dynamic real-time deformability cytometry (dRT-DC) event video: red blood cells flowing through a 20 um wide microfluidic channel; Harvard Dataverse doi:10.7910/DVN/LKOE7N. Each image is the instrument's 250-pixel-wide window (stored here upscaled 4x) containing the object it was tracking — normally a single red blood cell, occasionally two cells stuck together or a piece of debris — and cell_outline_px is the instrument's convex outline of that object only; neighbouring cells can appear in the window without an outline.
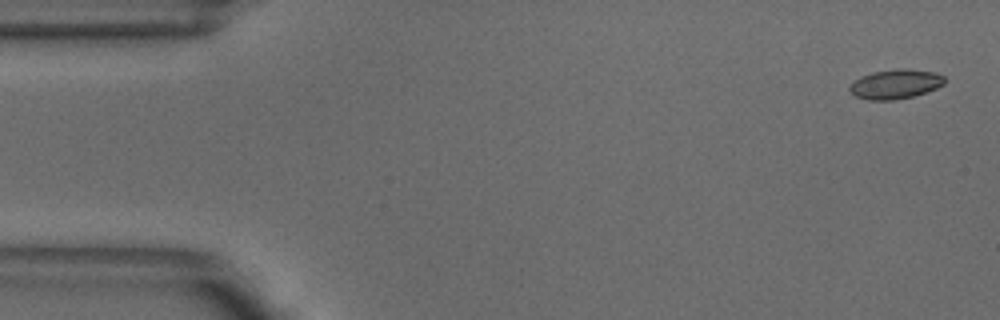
{"species": "common noctule bat (a hibernating species)", "species_latin": "Nyctalus noctula", "temperature_condition": "warm", "stored_images_in_passage": 52, "camera_frame_rate_fps": 3000, "um_per_image_px": 0.085, "animal": {"sex": "male", "body_mass_g": 18.8}, "frame": {"image": 1, "passage_image": 2, "time_ms": 0.333, "image_size_px": [1000, 320], "cell_outline_px": [[944, 84], [936, 88], [912, 96], [892, 100], [868, 100], [856, 96], [848, 88], [860, 76], [872, 72], [896, 68], [908, 68], [932, 72], [944, 76]], "centroid_in_image_um": [76.1, 7.13], "position_along_channel_um": 8.9, "area_um2": 16.13}}
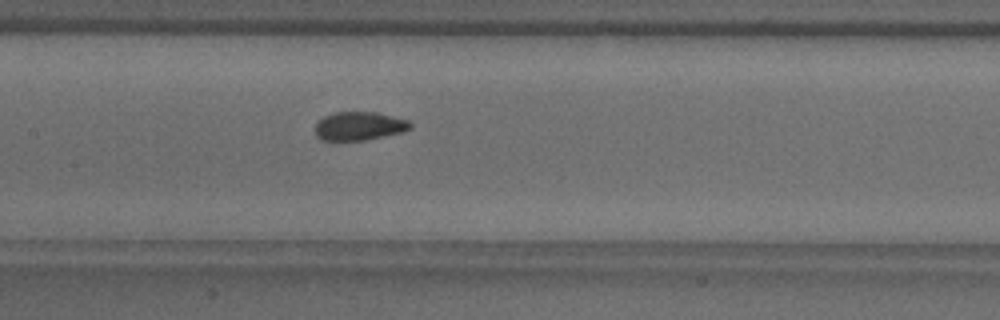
{"frame": {"image": 2, "passage_image": 24, "time_ms": 7.667, "image_size_px": [1000, 320], "cell_outline_px": [[412, 128], [400, 132], [364, 140], [320, 140], [316, 136], [316, 124], [324, 116], [336, 112], [376, 112], [408, 120], [412, 124]], "centroid_in_image_um": [30.52, 10.71], "position_along_channel_um": 176.9, "area_um2": 15.61}}
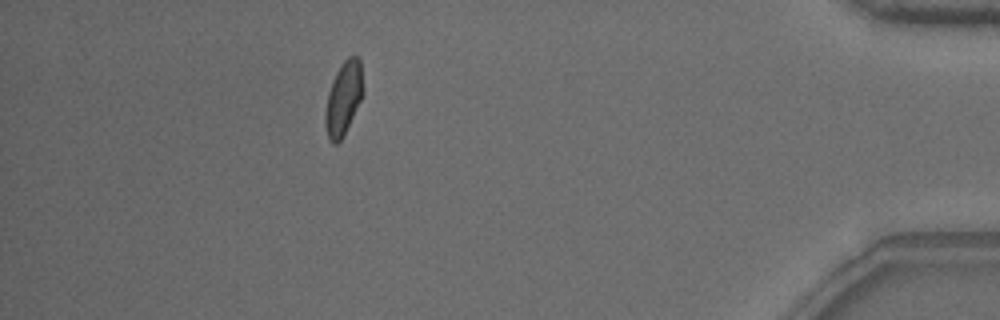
{"frame": {"image": 3, "passage_image": 46, "time_ms": 15.0, "image_size_px": [1000, 320], "cell_outline_px": [[364, 92], [344, 136], [336, 144], [332, 144], [328, 140], [324, 124], [324, 116], [328, 92], [332, 80], [340, 64], [348, 56], [356, 56], [360, 60], [364, 88]], "centroid_in_image_um": [29.18, 8.37], "position_along_channel_um": 406.0, "area_um2": 16.47}, "authors_computed_cell_mechanics": {"area_um2": 16.0684, "velocity_mm_per_s": 3.8745, "shape_relaxation_time_tau1_ms": 4.6917, "shape_relaxation_time_tau2_ms": 1.1171, "deformation_change_tau1": 0.1359, "deformation_change_tau2": 0.0559}}